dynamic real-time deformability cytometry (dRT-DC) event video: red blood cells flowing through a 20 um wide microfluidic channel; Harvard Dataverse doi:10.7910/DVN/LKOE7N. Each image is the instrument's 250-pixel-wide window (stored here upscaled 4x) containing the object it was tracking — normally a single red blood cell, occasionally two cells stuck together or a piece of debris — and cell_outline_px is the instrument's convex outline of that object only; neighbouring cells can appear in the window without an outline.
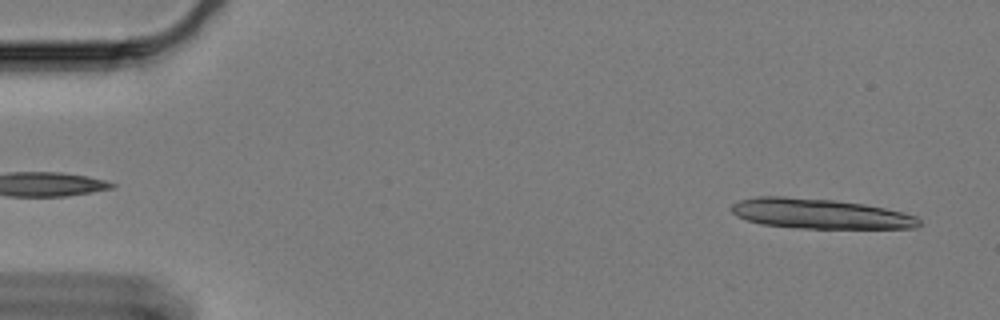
{"species": "Egyptian fruit bat (a non-hibernating species)", "species_latin": "Rousettus aegyptiacus", "temperature_condition": "cold", "stored_images_in_passage": 10, "camera_frame_rate_fps": 3000, "um_per_image_px": 0.085, "animal": {"sex": "female"}, "frame": {"image": 1, "passage_image": 2, "time_ms": 0.333, "image_size_px": [1000, 320], "cell_outline_px": [[920, 224], [916, 228], [800, 228], [764, 224], [748, 220], [736, 216], [732, 212], [732, 204], [740, 200], [756, 196], [784, 196], [832, 200], [864, 204], [884, 208], [916, 216], [920, 220]], "centroid_in_image_um": [69.68, 18.16], "position_along_channel_um": 15.3, "area_um2": 32.48}}